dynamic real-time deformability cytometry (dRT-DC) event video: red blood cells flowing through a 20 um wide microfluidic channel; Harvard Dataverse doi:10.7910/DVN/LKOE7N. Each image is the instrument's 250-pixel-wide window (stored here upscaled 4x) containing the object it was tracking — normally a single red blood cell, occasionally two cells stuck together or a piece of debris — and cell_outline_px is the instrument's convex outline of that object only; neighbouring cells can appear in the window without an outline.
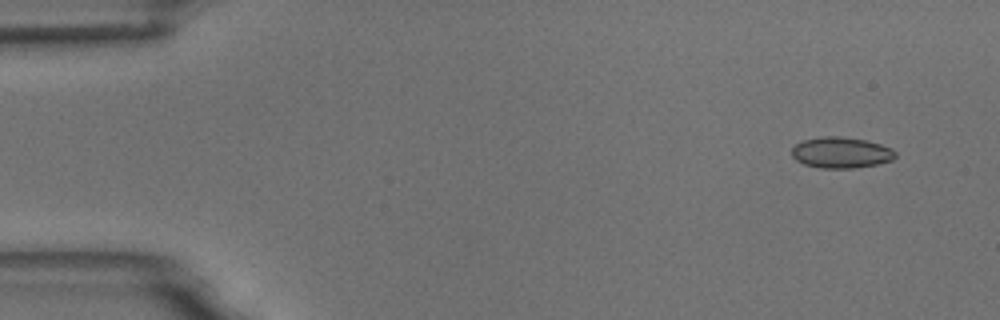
{"species": "common noctule bat (a hibernating species)", "species_latin": "Nyctalus noctula", "temperature_condition": "room temperature", "stored_images_in_passage": 7, "camera_frame_rate_fps": 3000, "um_per_image_px": 0.085, "animal": {"sex": "male", "body_mass_g": 18.8}, "frame": {"image": 1, "passage_image": 1, "time_ms": 0.0, "image_size_px": [1000, 320], "cell_outline_px": [[896, 156], [892, 160], [876, 164], [856, 168], [820, 168], [804, 164], [796, 160], [792, 156], [792, 148], [796, 144], [804, 140], [824, 136], [836, 136], [864, 140], [880, 144], [892, 148], [896, 152]], "centroid_in_image_um": [71.49, 12.98], "position_along_channel_um": 13.5, "area_um2": 18.61}}
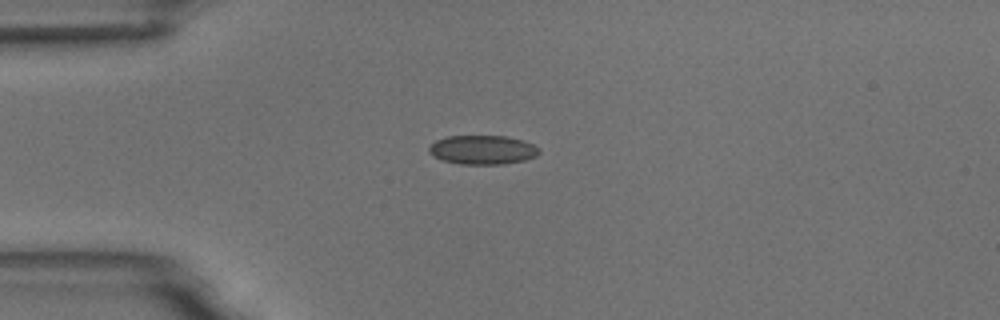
{"frame": {"image": 2, "passage_image": 4, "time_ms": 3.333, "image_size_px": [1000, 320], "cell_outline_px": [[540, 152], [536, 156], [524, 160], [500, 164], [460, 164], [444, 160], [432, 156], [428, 152], [428, 148], [436, 140], [448, 136], [504, 136], [524, 140], [540, 148]], "centroid_in_image_um": [41.02, 12.73], "position_along_channel_um": 44.0, "area_um2": 18.61}}